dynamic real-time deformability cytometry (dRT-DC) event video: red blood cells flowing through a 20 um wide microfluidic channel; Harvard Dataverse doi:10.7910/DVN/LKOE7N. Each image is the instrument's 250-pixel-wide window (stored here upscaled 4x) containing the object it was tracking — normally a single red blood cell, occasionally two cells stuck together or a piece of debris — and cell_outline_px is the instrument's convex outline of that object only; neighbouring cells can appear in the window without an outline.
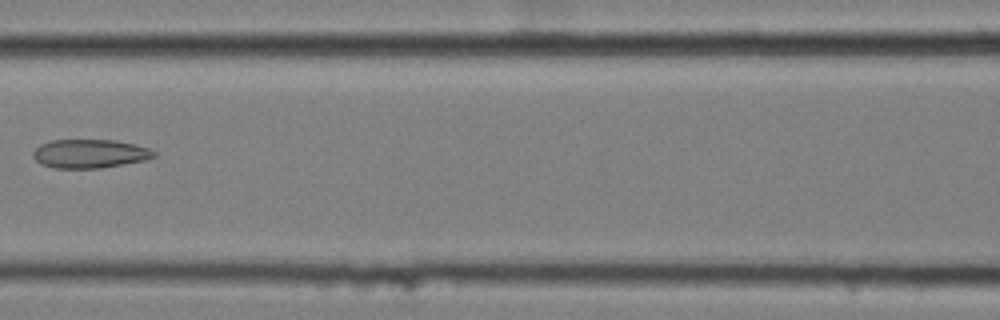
{"species": "common noctule bat (a hibernating species)", "species_latin": "Nyctalus noctula", "temperature_condition": "cold", "stored_images_in_passage": 5, "camera_frame_rate_fps": 3000, "um_per_image_px": 0.085, "animal": {"sex": "female", "body_mass_g": 25.1}, "frame": {"image": 1, "passage_image": 5, "time_ms": 1.333, "image_size_px": [1000, 320], "cell_outline_px": [[156, 156], [144, 160], [100, 168], [56, 168], [40, 164], [32, 156], [32, 152], [40, 144], [52, 140], [112, 140], [136, 144], [148, 148], [156, 152]], "centroid_in_image_um": [7.61, 13.06], "position_along_channel_um": 159.0, "area_um2": 20.17}}